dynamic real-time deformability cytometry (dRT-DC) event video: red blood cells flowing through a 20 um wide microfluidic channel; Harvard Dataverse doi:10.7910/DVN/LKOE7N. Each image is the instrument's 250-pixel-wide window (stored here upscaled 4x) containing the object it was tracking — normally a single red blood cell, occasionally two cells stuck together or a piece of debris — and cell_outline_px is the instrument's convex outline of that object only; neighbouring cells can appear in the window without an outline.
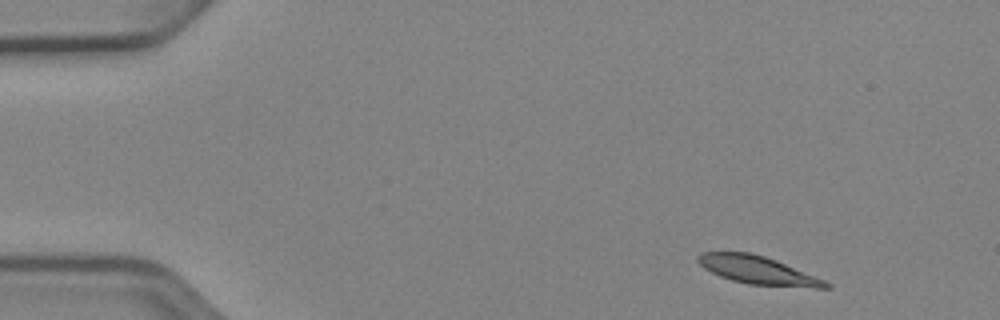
{"species": "Egyptian fruit bat (a non-hibernating species)", "species_latin": "Rousettus aegyptiacus", "temperature_condition": "cold", "stored_images_in_passage": 8, "camera_frame_rate_fps": 3000, "um_per_image_px": 0.085, "animal": {"sex": "female"}, "frame": {"image": 1, "passage_image": 1, "time_ms": 0.0, "image_size_px": [1000, 320], "cell_outline_px": [[832, 288], [816, 288], [748, 284], [732, 280], [720, 276], [704, 268], [696, 260], [696, 256], [700, 252], [748, 252], [764, 256], [776, 260], [824, 280], [832, 284]], "centroid_in_image_um": [64.4, 22.97], "position_along_channel_um": 20.6, "area_um2": 20.81}}